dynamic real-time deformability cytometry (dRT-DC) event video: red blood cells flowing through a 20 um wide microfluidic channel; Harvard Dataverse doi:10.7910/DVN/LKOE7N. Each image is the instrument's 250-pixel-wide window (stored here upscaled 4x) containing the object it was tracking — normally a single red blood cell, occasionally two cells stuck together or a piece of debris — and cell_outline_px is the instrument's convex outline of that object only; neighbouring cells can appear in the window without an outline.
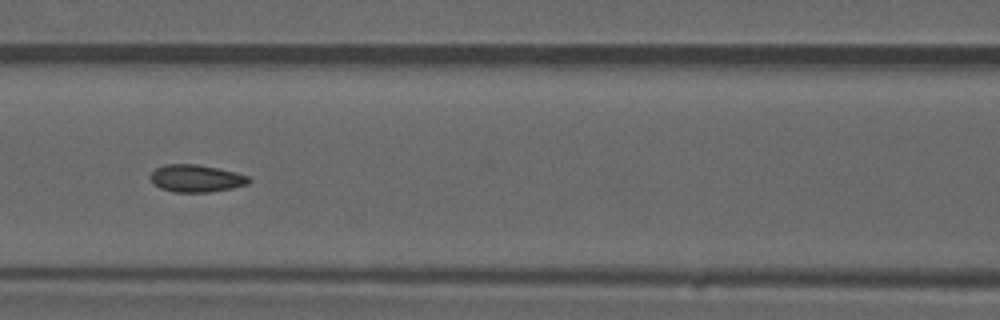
{"species": "common noctule bat (a hibernating species)", "species_latin": "Nyctalus noctula", "temperature_condition": "warm", "stored_images_in_passage": 54, "camera_frame_rate_fps": 3000, "um_per_image_px": 0.085, "animal": {"sex": "male", "forearm_length_mm": 52.5}, "frame": {"image": 1, "passage_image": 25, "time_ms": 8.0, "image_size_px": [1000, 320], "cell_outline_px": [[252, 180], [248, 184], [232, 188], [208, 192], [172, 192], [160, 188], [148, 176], [156, 168], [164, 164], [196, 164], [236, 172], [248, 176]], "centroid_in_image_um": [16.67, 15.16], "position_along_channel_um": 149.9, "area_um2": 15.66}}